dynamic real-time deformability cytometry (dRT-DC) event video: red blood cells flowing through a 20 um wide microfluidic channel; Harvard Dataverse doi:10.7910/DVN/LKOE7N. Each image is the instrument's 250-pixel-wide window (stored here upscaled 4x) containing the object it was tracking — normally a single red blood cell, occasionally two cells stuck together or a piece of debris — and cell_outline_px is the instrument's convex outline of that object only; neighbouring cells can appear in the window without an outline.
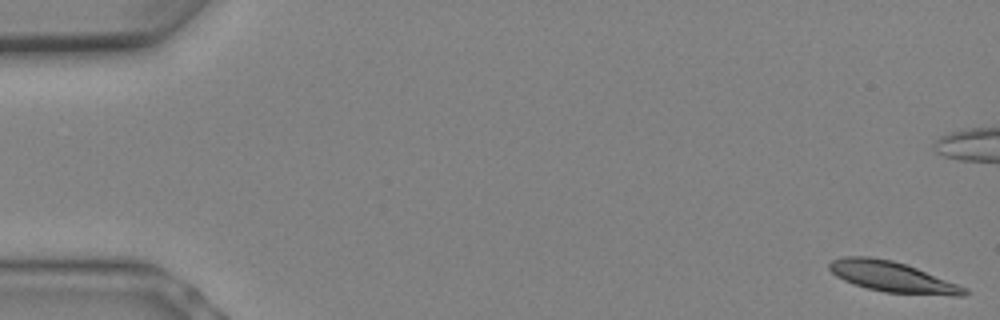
{"species": "Egyptian fruit bat (a non-hibernating species)", "species_latin": "Rousettus aegyptiacus", "temperature_condition": "warm", "stored_images_in_passage": 11, "camera_frame_rate_fps": 3000, "um_per_image_px": 0.085, "animal": {"sex": "female"}, "frame": {"image": 1, "passage_image": 1, "time_ms": 0.0, "image_size_px": [1000, 320], "cell_outline_px": [[968, 292], [964, 296], [956, 296], [884, 292], [852, 284], [836, 276], [828, 268], [828, 264], [832, 260], [844, 256], [872, 256], [892, 260], [916, 268], [968, 288]], "centroid_in_image_um": [75.83, 23.53], "position_along_channel_um": 9.2, "area_um2": 23.99}}